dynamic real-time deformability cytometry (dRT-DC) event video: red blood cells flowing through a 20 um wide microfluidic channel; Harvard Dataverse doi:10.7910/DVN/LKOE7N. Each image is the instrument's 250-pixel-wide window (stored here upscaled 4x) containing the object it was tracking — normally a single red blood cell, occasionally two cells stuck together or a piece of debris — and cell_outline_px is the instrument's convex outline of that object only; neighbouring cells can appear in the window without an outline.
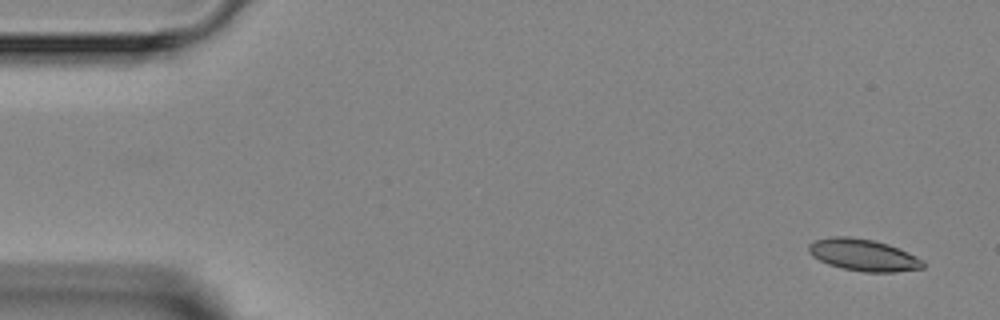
{"species": "Egyptian fruit bat (a non-hibernating species)", "species_latin": "Rousettus aegyptiacus", "temperature_condition": "room temperature", "stored_images_in_passage": 4, "camera_frame_rate_fps": 3000, "um_per_image_px": 0.085, "animal": {"sex": "female"}, "frame": {"image": 1, "passage_image": 1, "time_ms": 0.0, "image_size_px": [1000, 320], "cell_outline_px": [[924, 268], [896, 272], [864, 272], [844, 268], [828, 264], [812, 256], [808, 252], [808, 244], [816, 240], [832, 236], [852, 236], [872, 240], [888, 244], [908, 252], [924, 260]], "centroid_in_image_um": [73.39, 21.67], "position_along_channel_um": 11.6, "area_um2": 21.27}}
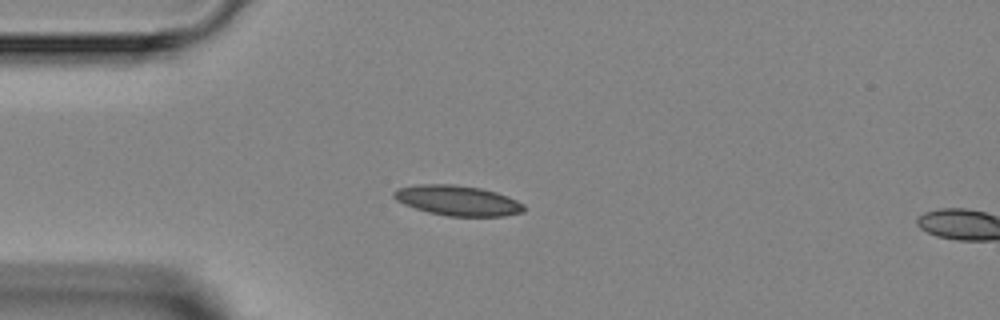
{"frame": {"image": 2, "passage_image": 3, "time_ms": 3.333, "image_size_px": [1000, 320], "cell_outline_px": [[524, 212], [504, 216], [448, 216], [428, 212], [404, 204], [396, 200], [392, 196], [392, 192], [400, 188], [416, 184], [452, 184], [480, 188], [496, 192], [508, 196], [524, 204]], "centroid_in_image_um": [38.9, 17.04], "position_along_channel_um": 46.1, "area_um2": 22.83}}